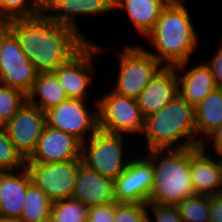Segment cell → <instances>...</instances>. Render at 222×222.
<instances>
[{
	"label": "cell",
	"instance_id": "7a4b0ae2",
	"mask_svg": "<svg viewBox=\"0 0 222 222\" xmlns=\"http://www.w3.org/2000/svg\"><path fill=\"white\" fill-rule=\"evenodd\" d=\"M197 32L183 0H172L163 8L155 27L145 38L157 51L150 54L163 66L175 67L195 54L200 44Z\"/></svg>",
	"mask_w": 222,
	"mask_h": 222
},
{
	"label": "cell",
	"instance_id": "8d00e7d4",
	"mask_svg": "<svg viewBox=\"0 0 222 222\" xmlns=\"http://www.w3.org/2000/svg\"><path fill=\"white\" fill-rule=\"evenodd\" d=\"M0 222H25L20 217L0 218Z\"/></svg>",
	"mask_w": 222,
	"mask_h": 222
},
{
	"label": "cell",
	"instance_id": "d6986e66",
	"mask_svg": "<svg viewBox=\"0 0 222 222\" xmlns=\"http://www.w3.org/2000/svg\"><path fill=\"white\" fill-rule=\"evenodd\" d=\"M190 62L189 60L175 66L178 78V92L184 100L193 107H196L211 91L216 89L217 86L205 61L188 68V64H191Z\"/></svg>",
	"mask_w": 222,
	"mask_h": 222
},
{
	"label": "cell",
	"instance_id": "e575fe53",
	"mask_svg": "<svg viewBox=\"0 0 222 222\" xmlns=\"http://www.w3.org/2000/svg\"><path fill=\"white\" fill-rule=\"evenodd\" d=\"M209 206V222H222V194L219 193L209 196Z\"/></svg>",
	"mask_w": 222,
	"mask_h": 222
},
{
	"label": "cell",
	"instance_id": "ba28073f",
	"mask_svg": "<svg viewBox=\"0 0 222 222\" xmlns=\"http://www.w3.org/2000/svg\"><path fill=\"white\" fill-rule=\"evenodd\" d=\"M95 103V104H94ZM93 108L85 100L68 99L45 111L46 124L73 135L81 143L87 141L98 128V99Z\"/></svg>",
	"mask_w": 222,
	"mask_h": 222
},
{
	"label": "cell",
	"instance_id": "7c38bea8",
	"mask_svg": "<svg viewBox=\"0 0 222 222\" xmlns=\"http://www.w3.org/2000/svg\"><path fill=\"white\" fill-rule=\"evenodd\" d=\"M145 154L132 157L125 171L114 180L116 202L144 205L149 202L154 169L153 161Z\"/></svg>",
	"mask_w": 222,
	"mask_h": 222
},
{
	"label": "cell",
	"instance_id": "d4e9b609",
	"mask_svg": "<svg viewBox=\"0 0 222 222\" xmlns=\"http://www.w3.org/2000/svg\"><path fill=\"white\" fill-rule=\"evenodd\" d=\"M43 13V0H0V19L33 18Z\"/></svg>",
	"mask_w": 222,
	"mask_h": 222
},
{
	"label": "cell",
	"instance_id": "83f0119b",
	"mask_svg": "<svg viewBox=\"0 0 222 222\" xmlns=\"http://www.w3.org/2000/svg\"><path fill=\"white\" fill-rule=\"evenodd\" d=\"M27 100L21 90L0 84V125L4 126Z\"/></svg>",
	"mask_w": 222,
	"mask_h": 222
},
{
	"label": "cell",
	"instance_id": "ffe728a7",
	"mask_svg": "<svg viewBox=\"0 0 222 222\" xmlns=\"http://www.w3.org/2000/svg\"><path fill=\"white\" fill-rule=\"evenodd\" d=\"M31 183L32 178L26 167L18 171L0 172V218L21 216Z\"/></svg>",
	"mask_w": 222,
	"mask_h": 222
},
{
	"label": "cell",
	"instance_id": "9a60e30c",
	"mask_svg": "<svg viewBox=\"0 0 222 222\" xmlns=\"http://www.w3.org/2000/svg\"><path fill=\"white\" fill-rule=\"evenodd\" d=\"M81 160V142L73 135L45 125L37 147L26 163L50 164Z\"/></svg>",
	"mask_w": 222,
	"mask_h": 222
},
{
	"label": "cell",
	"instance_id": "603a6c76",
	"mask_svg": "<svg viewBox=\"0 0 222 222\" xmlns=\"http://www.w3.org/2000/svg\"><path fill=\"white\" fill-rule=\"evenodd\" d=\"M27 98L31 104L44 112L68 100L65 90L53 72L38 73L34 86Z\"/></svg>",
	"mask_w": 222,
	"mask_h": 222
},
{
	"label": "cell",
	"instance_id": "30bf717a",
	"mask_svg": "<svg viewBox=\"0 0 222 222\" xmlns=\"http://www.w3.org/2000/svg\"><path fill=\"white\" fill-rule=\"evenodd\" d=\"M37 75L35 66L9 30L0 43V84L19 89L28 95Z\"/></svg>",
	"mask_w": 222,
	"mask_h": 222
},
{
	"label": "cell",
	"instance_id": "4dcf8cb0",
	"mask_svg": "<svg viewBox=\"0 0 222 222\" xmlns=\"http://www.w3.org/2000/svg\"><path fill=\"white\" fill-rule=\"evenodd\" d=\"M147 222H183L177 205L146 204ZM152 214V215H151Z\"/></svg>",
	"mask_w": 222,
	"mask_h": 222
},
{
	"label": "cell",
	"instance_id": "3957f363",
	"mask_svg": "<svg viewBox=\"0 0 222 222\" xmlns=\"http://www.w3.org/2000/svg\"><path fill=\"white\" fill-rule=\"evenodd\" d=\"M142 135L146 152L198 146L195 107L178 94L158 113L145 118Z\"/></svg>",
	"mask_w": 222,
	"mask_h": 222
},
{
	"label": "cell",
	"instance_id": "6da1fadb",
	"mask_svg": "<svg viewBox=\"0 0 222 222\" xmlns=\"http://www.w3.org/2000/svg\"><path fill=\"white\" fill-rule=\"evenodd\" d=\"M9 30L38 73L55 72L88 43L76 30L60 25L44 13L11 20Z\"/></svg>",
	"mask_w": 222,
	"mask_h": 222
},
{
	"label": "cell",
	"instance_id": "f35d334b",
	"mask_svg": "<svg viewBox=\"0 0 222 222\" xmlns=\"http://www.w3.org/2000/svg\"><path fill=\"white\" fill-rule=\"evenodd\" d=\"M39 222H54V220H53V218L50 215L48 218H45L44 220L39 221Z\"/></svg>",
	"mask_w": 222,
	"mask_h": 222
},
{
	"label": "cell",
	"instance_id": "74e56055",
	"mask_svg": "<svg viewBox=\"0 0 222 222\" xmlns=\"http://www.w3.org/2000/svg\"><path fill=\"white\" fill-rule=\"evenodd\" d=\"M219 157V165H220V169H221V189H220V193L222 194V155H218Z\"/></svg>",
	"mask_w": 222,
	"mask_h": 222
},
{
	"label": "cell",
	"instance_id": "2e32d148",
	"mask_svg": "<svg viewBox=\"0 0 222 222\" xmlns=\"http://www.w3.org/2000/svg\"><path fill=\"white\" fill-rule=\"evenodd\" d=\"M178 94L177 70L175 67L164 66L136 100L142 116L146 118L158 113Z\"/></svg>",
	"mask_w": 222,
	"mask_h": 222
},
{
	"label": "cell",
	"instance_id": "836d02e7",
	"mask_svg": "<svg viewBox=\"0 0 222 222\" xmlns=\"http://www.w3.org/2000/svg\"><path fill=\"white\" fill-rule=\"evenodd\" d=\"M208 141V142H207ZM208 143V144H207ZM213 143V144H212ZM211 144V145H210ZM207 145V146H206ZM209 145V146H208ZM211 146V147H210ZM201 147L207 151L210 152L211 148L212 153H215L214 155H222V124L214 130L205 140L202 142ZM207 147V148H206ZM210 148V149H209ZM208 149V150H207Z\"/></svg>",
	"mask_w": 222,
	"mask_h": 222
},
{
	"label": "cell",
	"instance_id": "8fae6325",
	"mask_svg": "<svg viewBox=\"0 0 222 222\" xmlns=\"http://www.w3.org/2000/svg\"><path fill=\"white\" fill-rule=\"evenodd\" d=\"M82 160L60 161L50 164L26 163L32 182L52 201L72 198L76 175Z\"/></svg>",
	"mask_w": 222,
	"mask_h": 222
},
{
	"label": "cell",
	"instance_id": "4fadbf2b",
	"mask_svg": "<svg viewBox=\"0 0 222 222\" xmlns=\"http://www.w3.org/2000/svg\"><path fill=\"white\" fill-rule=\"evenodd\" d=\"M45 125V112L27 100L3 127L16 150L28 160L37 147Z\"/></svg>",
	"mask_w": 222,
	"mask_h": 222
},
{
	"label": "cell",
	"instance_id": "f546056e",
	"mask_svg": "<svg viewBox=\"0 0 222 222\" xmlns=\"http://www.w3.org/2000/svg\"><path fill=\"white\" fill-rule=\"evenodd\" d=\"M146 205L115 202L114 222H147Z\"/></svg>",
	"mask_w": 222,
	"mask_h": 222
},
{
	"label": "cell",
	"instance_id": "9c48e42d",
	"mask_svg": "<svg viewBox=\"0 0 222 222\" xmlns=\"http://www.w3.org/2000/svg\"><path fill=\"white\" fill-rule=\"evenodd\" d=\"M104 51L106 52L105 46L94 41L88 42L76 55L53 72L68 99L89 100L87 91L94 82V60Z\"/></svg>",
	"mask_w": 222,
	"mask_h": 222
},
{
	"label": "cell",
	"instance_id": "d590c367",
	"mask_svg": "<svg viewBox=\"0 0 222 222\" xmlns=\"http://www.w3.org/2000/svg\"><path fill=\"white\" fill-rule=\"evenodd\" d=\"M9 31V21L0 19V43L3 36Z\"/></svg>",
	"mask_w": 222,
	"mask_h": 222
},
{
	"label": "cell",
	"instance_id": "d6a6232c",
	"mask_svg": "<svg viewBox=\"0 0 222 222\" xmlns=\"http://www.w3.org/2000/svg\"><path fill=\"white\" fill-rule=\"evenodd\" d=\"M205 64L210 69L212 73L217 88L222 89V48L219 46L214 51L213 56H210V59Z\"/></svg>",
	"mask_w": 222,
	"mask_h": 222
},
{
	"label": "cell",
	"instance_id": "7402d4cb",
	"mask_svg": "<svg viewBox=\"0 0 222 222\" xmlns=\"http://www.w3.org/2000/svg\"><path fill=\"white\" fill-rule=\"evenodd\" d=\"M198 146L222 124V89L216 88L195 107Z\"/></svg>",
	"mask_w": 222,
	"mask_h": 222
},
{
	"label": "cell",
	"instance_id": "277c9868",
	"mask_svg": "<svg viewBox=\"0 0 222 222\" xmlns=\"http://www.w3.org/2000/svg\"><path fill=\"white\" fill-rule=\"evenodd\" d=\"M153 161V186L149 202L178 205L193 195L190 177V148L156 149L146 152Z\"/></svg>",
	"mask_w": 222,
	"mask_h": 222
},
{
	"label": "cell",
	"instance_id": "8992f818",
	"mask_svg": "<svg viewBox=\"0 0 222 222\" xmlns=\"http://www.w3.org/2000/svg\"><path fill=\"white\" fill-rule=\"evenodd\" d=\"M124 136L98 129L87 141L81 143L82 163L106 178L117 179L133 157L124 156Z\"/></svg>",
	"mask_w": 222,
	"mask_h": 222
},
{
	"label": "cell",
	"instance_id": "5bb4252c",
	"mask_svg": "<svg viewBox=\"0 0 222 222\" xmlns=\"http://www.w3.org/2000/svg\"><path fill=\"white\" fill-rule=\"evenodd\" d=\"M114 0H43V13L51 20L76 30L88 42L91 39L85 37L79 30L76 21L80 16H98L113 12Z\"/></svg>",
	"mask_w": 222,
	"mask_h": 222
},
{
	"label": "cell",
	"instance_id": "e0dca14e",
	"mask_svg": "<svg viewBox=\"0 0 222 222\" xmlns=\"http://www.w3.org/2000/svg\"><path fill=\"white\" fill-rule=\"evenodd\" d=\"M190 177L194 194L213 196L220 193L221 169L218 155L201 146L190 148Z\"/></svg>",
	"mask_w": 222,
	"mask_h": 222
},
{
	"label": "cell",
	"instance_id": "1f68e13d",
	"mask_svg": "<svg viewBox=\"0 0 222 222\" xmlns=\"http://www.w3.org/2000/svg\"><path fill=\"white\" fill-rule=\"evenodd\" d=\"M115 203L89 208L87 222H114Z\"/></svg>",
	"mask_w": 222,
	"mask_h": 222
},
{
	"label": "cell",
	"instance_id": "4316f807",
	"mask_svg": "<svg viewBox=\"0 0 222 222\" xmlns=\"http://www.w3.org/2000/svg\"><path fill=\"white\" fill-rule=\"evenodd\" d=\"M183 222H209V196L193 194L184 198L178 205Z\"/></svg>",
	"mask_w": 222,
	"mask_h": 222
},
{
	"label": "cell",
	"instance_id": "484cf974",
	"mask_svg": "<svg viewBox=\"0 0 222 222\" xmlns=\"http://www.w3.org/2000/svg\"><path fill=\"white\" fill-rule=\"evenodd\" d=\"M89 208L80 200L66 198L52 202L54 222H87Z\"/></svg>",
	"mask_w": 222,
	"mask_h": 222
},
{
	"label": "cell",
	"instance_id": "f1b7e54d",
	"mask_svg": "<svg viewBox=\"0 0 222 222\" xmlns=\"http://www.w3.org/2000/svg\"><path fill=\"white\" fill-rule=\"evenodd\" d=\"M26 167V160L16 150L3 126H0V172L18 171Z\"/></svg>",
	"mask_w": 222,
	"mask_h": 222
},
{
	"label": "cell",
	"instance_id": "ab89813d",
	"mask_svg": "<svg viewBox=\"0 0 222 222\" xmlns=\"http://www.w3.org/2000/svg\"><path fill=\"white\" fill-rule=\"evenodd\" d=\"M218 46H220L221 48H222V39H221V41L219 42V45Z\"/></svg>",
	"mask_w": 222,
	"mask_h": 222
},
{
	"label": "cell",
	"instance_id": "44dd1931",
	"mask_svg": "<svg viewBox=\"0 0 222 222\" xmlns=\"http://www.w3.org/2000/svg\"><path fill=\"white\" fill-rule=\"evenodd\" d=\"M170 0H114L113 10L124 11L141 35H146L155 27L161 11Z\"/></svg>",
	"mask_w": 222,
	"mask_h": 222
},
{
	"label": "cell",
	"instance_id": "5b68a950",
	"mask_svg": "<svg viewBox=\"0 0 222 222\" xmlns=\"http://www.w3.org/2000/svg\"><path fill=\"white\" fill-rule=\"evenodd\" d=\"M117 51L119 70L112 90L137 99L164 66L140 44L123 46L122 51Z\"/></svg>",
	"mask_w": 222,
	"mask_h": 222
},
{
	"label": "cell",
	"instance_id": "52a82bcc",
	"mask_svg": "<svg viewBox=\"0 0 222 222\" xmlns=\"http://www.w3.org/2000/svg\"><path fill=\"white\" fill-rule=\"evenodd\" d=\"M108 92L98 97V128L108 133L142 135L145 118L137 100L120 95L112 88Z\"/></svg>",
	"mask_w": 222,
	"mask_h": 222
},
{
	"label": "cell",
	"instance_id": "cb8c5ba5",
	"mask_svg": "<svg viewBox=\"0 0 222 222\" xmlns=\"http://www.w3.org/2000/svg\"><path fill=\"white\" fill-rule=\"evenodd\" d=\"M52 201L33 182L28 186L20 218L25 222H39L51 215Z\"/></svg>",
	"mask_w": 222,
	"mask_h": 222
},
{
	"label": "cell",
	"instance_id": "ac0fdd59",
	"mask_svg": "<svg viewBox=\"0 0 222 222\" xmlns=\"http://www.w3.org/2000/svg\"><path fill=\"white\" fill-rule=\"evenodd\" d=\"M72 198L82 201L88 208L115 203L114 180L81 163Z\"/></svg>",
	"mask_w": 222,
	"mask_h": 222
}]
</instances>
